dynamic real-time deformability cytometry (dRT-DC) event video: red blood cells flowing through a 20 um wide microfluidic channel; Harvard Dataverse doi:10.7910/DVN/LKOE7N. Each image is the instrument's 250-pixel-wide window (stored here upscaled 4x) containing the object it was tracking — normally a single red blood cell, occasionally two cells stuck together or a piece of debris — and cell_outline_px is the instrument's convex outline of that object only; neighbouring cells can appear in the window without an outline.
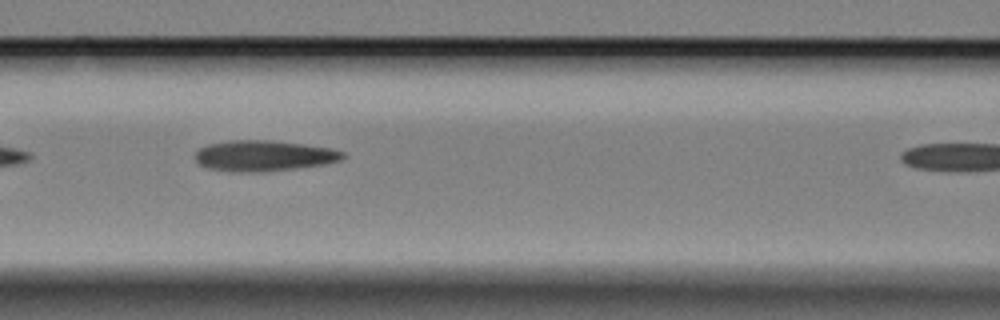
{"species": "Egyptian fruit bat (a non-hibernating species)", "species_latin": "Rousettus aegyptiacus", "temperature_condition": "cold", "stored_images_in_passage": 14, "camera_frame_rate_fps": 3000, "um_per_image_px": 0.085, "animal": {"sex": "female"}, "frame": {"image": 1, "passage_image": 8, "time_ms": 2.333, "image_size_px": [1000, 320], "cell_outline_px": [[344, 156], [340, 160], [324, 164], [296, 168], [260, 172], [228, 172], [208, 168], [200, 164], [196, 160], [196, 152], [200, 148], [208, 144], [232, 140], [268, 140], [332, 148], [344, 152]], "centroid_in_image_um": [22.4, 13.25], "position_along_channel_um": 144.2, "area_um2": 26.3}}